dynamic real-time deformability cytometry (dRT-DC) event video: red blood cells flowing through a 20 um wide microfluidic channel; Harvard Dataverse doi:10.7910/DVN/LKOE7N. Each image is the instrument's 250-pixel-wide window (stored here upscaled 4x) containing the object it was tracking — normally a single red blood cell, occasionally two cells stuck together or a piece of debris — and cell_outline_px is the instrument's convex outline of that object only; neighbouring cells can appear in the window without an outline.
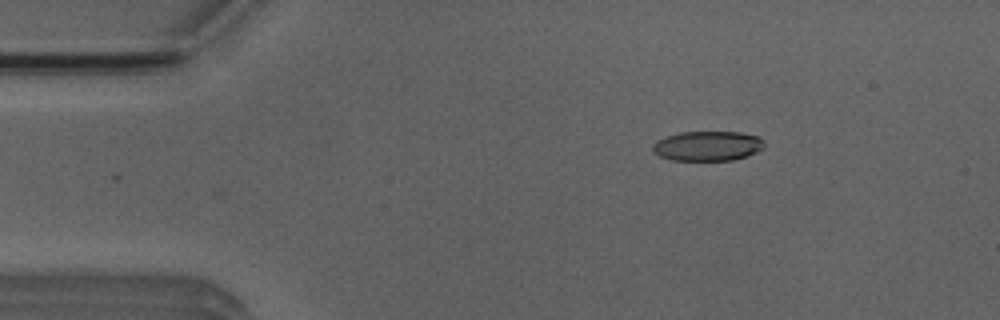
{"species": "Egyptian fruit bat (a non-hibernating species)", "species_latin": "Rousettus aegyptiacus", "temperature_condition": "room temperature", "stored_images_in_passage": 39, "camera_frame_rate_fps": 3000, "um_per_image_px": 0.085, "animal": {"sex": "male"}, "frame": {"image": 1, "passage_image": 3, "time_ms": 0.667, "image_size_px": [1000, 320], "cell_outline_px": [[764, 148], [756, 152], [732, 160], [672, 160], [660, 156], [652, 152], [652, 144], [656, 140], [680, 132], [740, 132], [760, 136], [764, 140]], "centroid_in_image_um": [60.14, 12.4], "position_along_channel_um": 24.9, "area_um2": 19.42}}
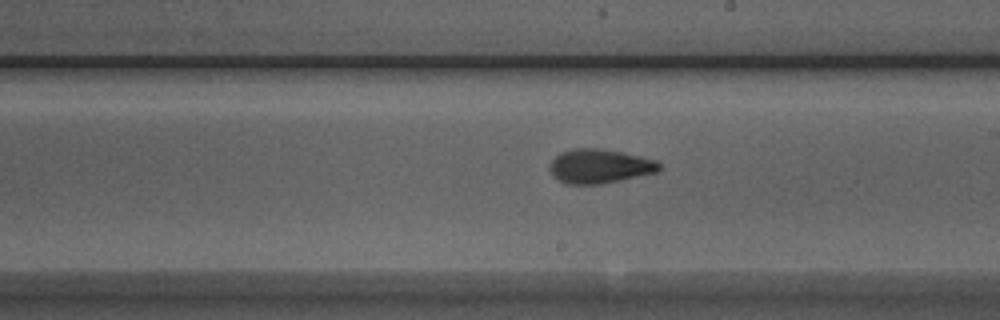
{"frame": {"image": 2, "passage_image": 24, "time_ms": 7.667, "image_size_px": [1000, 320], "cell_outline_px": [[660, 168], [656, 172], [620, 180], [600, 184], [568, 184], [552, 176], [548, 168], [552, 160], [560, 152], [572, 148], [600, 148], [640, 156], [656, 160], [660, 164]], "centroid_in_image_um": [50.92, 14.12], "position_along_channel_um": 238.1, "area_um2": 21.73}}
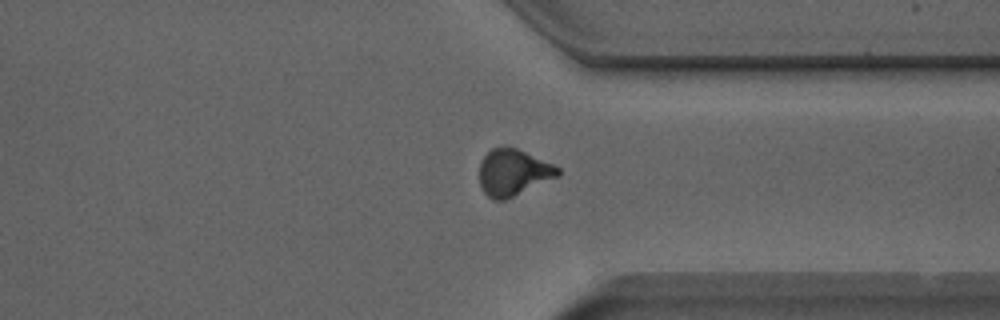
{"frame": {"image": 3, "passage_image": 34, "time_ms": 11.0, "image_size_px": [1000, 320], "cell_outline_px": [[560, 176], [504, 200], [492, 200], [484, 192], [480, 184], [480, 160], [492, 148], [504, 144], [516, 148], [552, 164], [560, 168]], "centroid_in_image_um": [43.61, 14.64], "position_along_channel_um": 367.8, "area_um2": 21.33}, "authors_computed_cell_mechanics": {"area_um2": 21.3282, "velocity_mm_per_s": 3.9409, "shape_relaxation_time_tau1_ms": 8.1817, "shape_relaxation_time_tau2_ms": 2.4973, "deformation_change_tau1": 0.2016, "deformation_change_tau2": 0.0952}}